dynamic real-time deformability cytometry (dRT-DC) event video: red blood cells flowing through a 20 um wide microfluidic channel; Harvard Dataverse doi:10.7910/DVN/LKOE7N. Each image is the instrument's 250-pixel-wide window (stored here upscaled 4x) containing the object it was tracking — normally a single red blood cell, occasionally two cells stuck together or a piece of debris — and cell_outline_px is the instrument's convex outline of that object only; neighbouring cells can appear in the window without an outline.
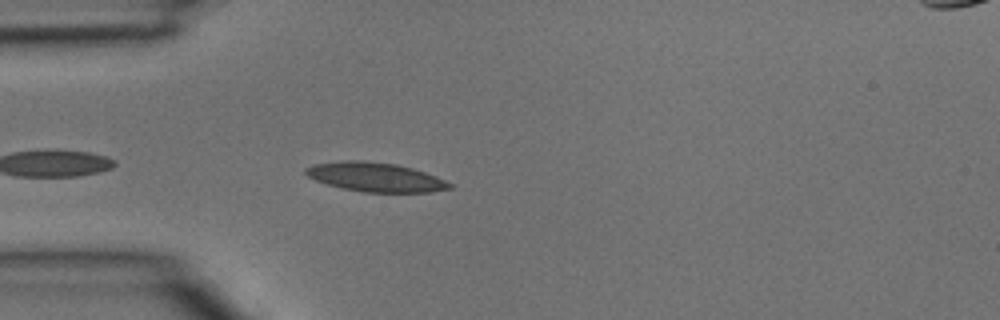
{"species": "common noctule bat (a hibernating species)", "species_latin": "Nyctalus noctula", "temperature_condition": "room temperature", "stored_images_in_passage": 4, "camera_frame_rate_fps": 3000, "um_per_image_px": 0.085, "animal": {"sex": "male", "body_mass_g": 15.6}, "frame": {"image": 1, "passage_image": 4, "time_ms": 1.0, "image_size_px": [1000, 320], "cell_outline_px": [[452, 188], [428, 192], [364, 192], [340, 188], [316, 180], [308, 176], [304, 172], [304, 168], [312, 164], [344, 160], [364, 160], [396, 164], [412, 168], [436, 176], [452, 184]], "centroid_in_image_um": [31.87, 15.04], "position_along_channel_um": 53.1, "area_um2": 24.45}}